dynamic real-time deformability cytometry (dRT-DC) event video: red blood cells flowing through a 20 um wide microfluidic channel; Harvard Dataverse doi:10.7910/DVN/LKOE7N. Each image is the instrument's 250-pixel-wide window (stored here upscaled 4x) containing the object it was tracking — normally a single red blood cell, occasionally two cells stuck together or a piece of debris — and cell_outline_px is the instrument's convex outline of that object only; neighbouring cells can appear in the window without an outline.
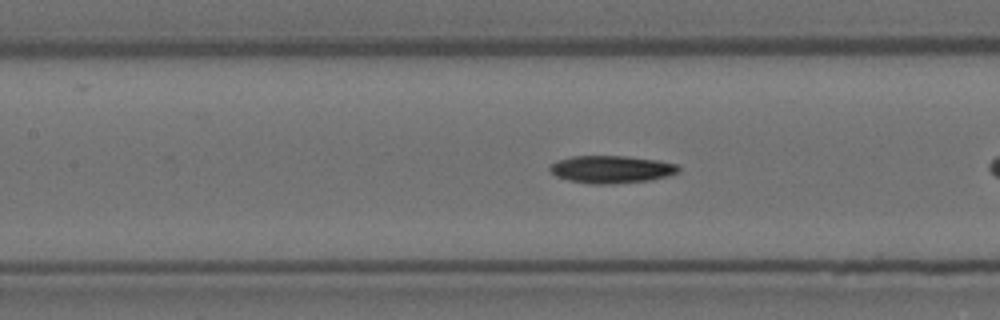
{"species": "Egyptian fruit bat (a non-hibernating species)", "species_latin": "Rousettus aegyptiacus", "temperature_condition": "room temperature", "stored_images_in_passage": 31, "camera_frame_rate_fps": 3000, "um_per_image_px": 0.085, "animal": {"sex": "female"}, "frame": {"image": 1, "passage_image": 10, "time_ms": 3.0, "image_size_px": [1000, 320], "cell_outline_px": [[680, 168], [676, 172], [668, 176], [648, 180], [612, 184], [592, 184], [568, 180], [556, 176], [548, 168], [552, 164], [560, 160], [572, 156], [628, 156], [656, 160], [676, 164]], "centroid_in_image_um": [51.95, 14.39], "position_along_channel_um": 155.4, "area_um2": 20.4}}
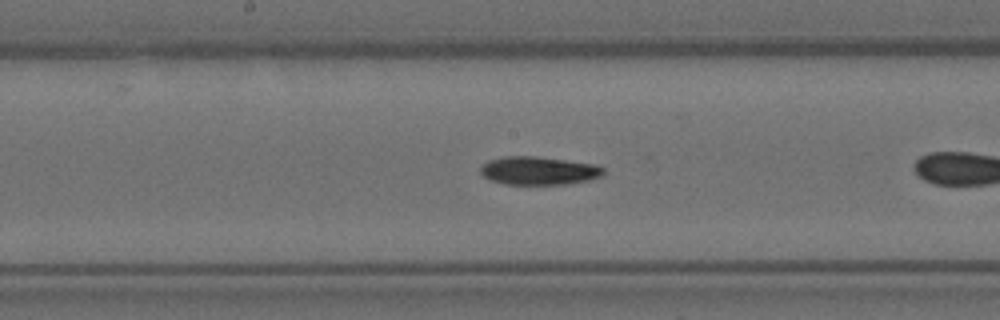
{"frame": {"image": 2, "passage_image": 14, "time_ms": 4.333, "image_size_px": [1000, 320], "cell_outline_px": [[604, 176], [588, 180], [568, 184], [504, 184], [488, 180], [480, 172], [480, 164], [488, 160], [504, 156], [536, 156], [596, 164], [604, 168]], "centroid_in_image_um": [45.77, 14.5], "position_along_channel_um": 202.4, "area_um2": 20.52}, "authors_computed_cell_mechanics": {"area_um2": 20.4034, "velocity_mm_per_s": 3.5228, "shape_relaxation_time_tau1_ms": 4.6969, "shape_relaxation_time_tau2_ms": 9.0128, "deformation_change_tau1": 0.1394, "deformation_change_tau2": 0.1427}}